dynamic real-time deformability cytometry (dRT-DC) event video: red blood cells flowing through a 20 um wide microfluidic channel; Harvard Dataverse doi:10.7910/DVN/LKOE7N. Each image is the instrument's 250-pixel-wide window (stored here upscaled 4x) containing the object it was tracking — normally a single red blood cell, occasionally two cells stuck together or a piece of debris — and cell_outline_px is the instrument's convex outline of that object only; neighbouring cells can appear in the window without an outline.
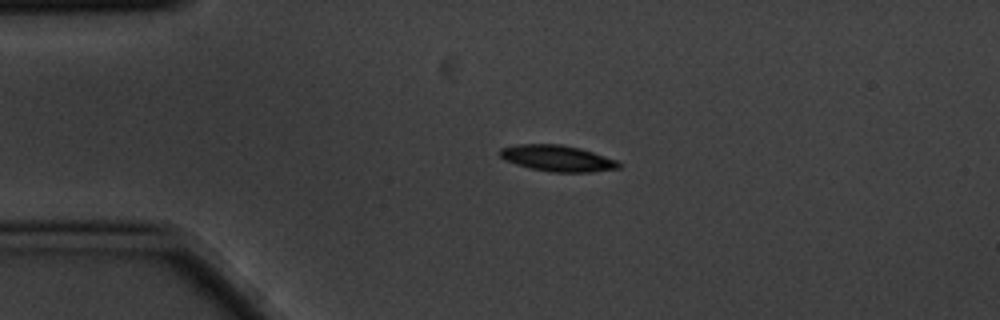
{"species": "common noctule bat (a hibernating species)", "species_latin": "Nyctalus noctula", "temperature_condition": "cold", "stored_images_in_passage": 2, "camera_frame_rate_fps": 3000, "um_per_image_px": 0.085, "animal": {"sex": "male", "body_mass_g": 20.1, "forearm_length_mm": 53.5}, "frame": {"image": 1, "passage_image": 1, "time_ms": 0.0, "image_size_px": [1000, 320], "cell_outline_px": [[620, 168], [592, 172], [552, 172], [528, 168], [504, 160], [500, 156], [500, 148], [516, 144], [560, 144], [580, 148], [616, 160], [620, 164]], "centroid_in_image_um": [47.34, 13.45], "position_along_channel_um": 37.7, "area_um2": 18.09}}